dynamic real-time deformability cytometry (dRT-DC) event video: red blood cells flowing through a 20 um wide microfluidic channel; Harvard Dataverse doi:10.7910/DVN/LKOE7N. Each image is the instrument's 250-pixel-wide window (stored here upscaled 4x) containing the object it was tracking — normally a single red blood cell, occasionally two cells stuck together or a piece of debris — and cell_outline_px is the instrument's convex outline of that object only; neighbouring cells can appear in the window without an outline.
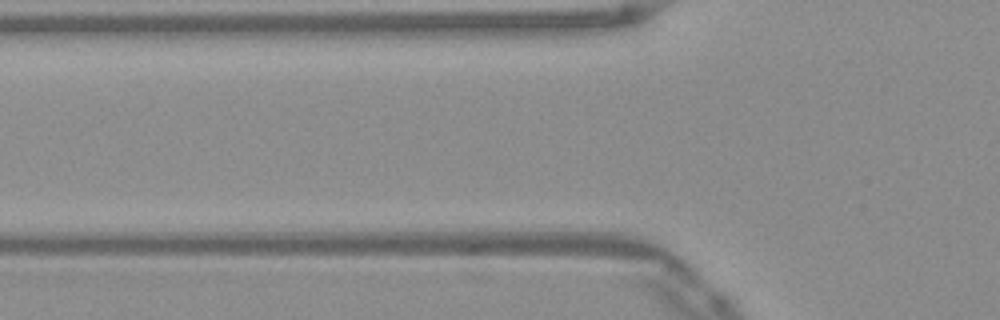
{"species": "Egyptian fruit bat (a non-hibernating species)", "species_latin": "Rousettus aegyptiacus", "temperature_condition": "warm", "stored_images_in_passage": 3, "camera_frame_rate_fps": 3000, "um_per_image_px": 0.085, "frame": {"image": 1, "passage_image": 3, "time_ms": 0.667, "image_size_px": [1000, 320], "cell_outline_px": [[648, 252], [520, 244], [492, 240], [496, 236], [504, 232], [608, 232], [644, 244], [648, 248]], "centroid_in_image_um": [48.76, 20.43], "position_along_channel_um": 77.0, "area_um2": 14.57}}